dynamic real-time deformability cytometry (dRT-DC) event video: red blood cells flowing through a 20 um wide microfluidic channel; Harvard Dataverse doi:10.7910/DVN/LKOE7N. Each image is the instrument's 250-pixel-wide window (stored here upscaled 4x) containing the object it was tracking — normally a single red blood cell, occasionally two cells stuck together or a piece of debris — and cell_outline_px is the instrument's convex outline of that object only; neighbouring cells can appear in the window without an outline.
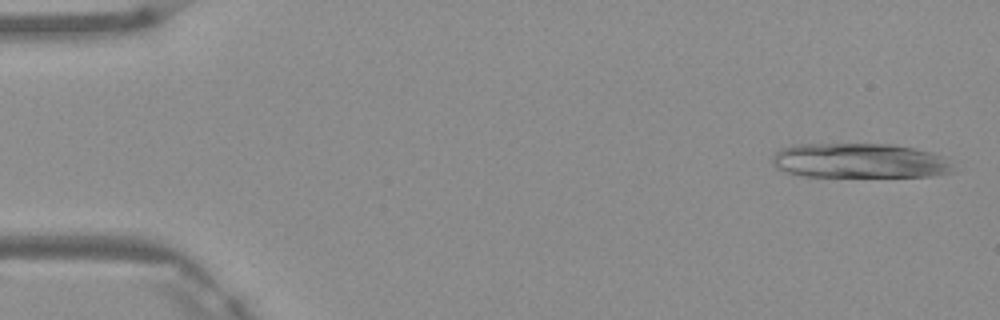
{"species": "Egyptian fruit bat (a non-hibernating species)", "species_latin": "Rousettus aegyptiacus", "temperature_condition": "warm", "stored_images_in_passage": 5, "camera_frame_rate_fps": 3000, "um_per_image_px": 0.085, "frame": {"image": 1, "passage_image": 1, "time_ms": 0.0, "image_size_px": [1000, 320], "cell_outline_px": [[960, 172], [936, 176], [800, 176], [784, 172], [776, 168], [772, 164], [772, 156], [780, 148], [792, 144], [892, 144], [932, 152], [940, 156], [952, 164]], "centroid_in_image_um": [73.07, 13.67], "position_along_channel_um": 11.9, "area_um2": 37.11}}